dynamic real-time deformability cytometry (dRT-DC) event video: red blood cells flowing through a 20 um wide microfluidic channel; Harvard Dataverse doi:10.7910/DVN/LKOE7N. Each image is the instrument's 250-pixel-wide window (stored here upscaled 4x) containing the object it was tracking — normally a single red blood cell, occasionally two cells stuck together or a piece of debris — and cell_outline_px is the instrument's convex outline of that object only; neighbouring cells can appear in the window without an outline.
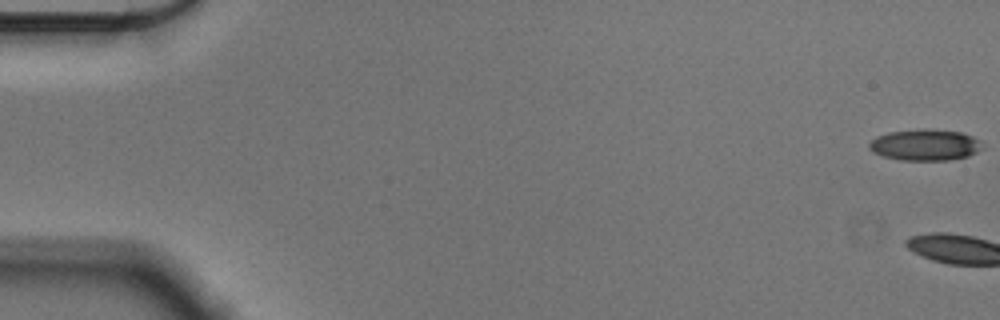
{"species": "Egyptian fruit bat (a non-hibernating species)", "species_latin": "Rousettus aegyptiacus", "temperature_condition": "cold", "stored_images_in_passage": 3, "camera_frame_rate_fps": 3000, "um_per_image_px": 0.085, "animal": {"sex": "male"}, "frame": {"image": 1, "passage_image": 1, "time_ms": 0.0, "image_size_px": [1000, 320], "cell_outline_px": [[980, 148], [976, 152], [968, 156], [948, 160], [900, 160], [884, 156], [872, 152], [868, 148], [868, 144], [876, 136], [888, 132], [924, 128], [928, 128], [960, 132], [972, 136], [980, 140]], "centroid_in_image_um": [78.59, 12.31], "position_along_channel_um": 6.4, "area_um2": 20.63}}